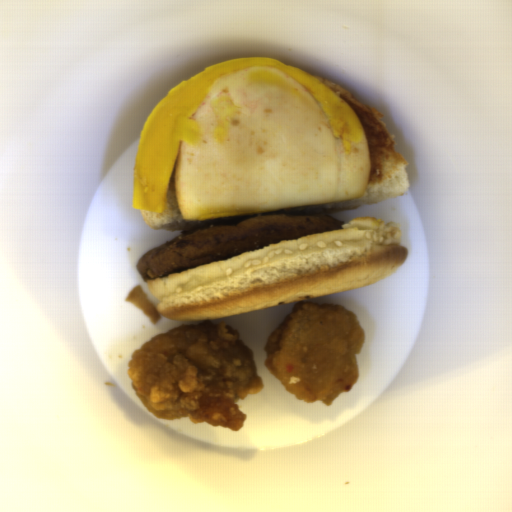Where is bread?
I'll return each instance as SVG.
<instances>
[{"mask_svg": "<svg viewBox=\"0 0 512 512\" xmlns=\"http://www.w3.org/2000/svg\"><path fill=\"white\" fill-rule=\"evenodd\" d=\"M342 225L147 281L156 305L141 285L125 301L153 323L212 320L367 286L407 260L396 223L367 216Z\"/></svg>", "mask_w": 512, "mask_h": 512, "instance_id": "bread-1", "label": "bread"}, {"mask_svg": "<svg viewBox=\"0 0 512 512\" xmlns=\"http://www.w3.org/2000/svg\"><path fill=\"white\" fill-rule=\"evenodd\" d=\"M312 76L338 95L349 106L362 125L368 144L370 169L366 188L360 197L299 209L248 213L212 221L189 222L184 220L176 202L177 163L169 179L164 211L156 212L140 209L148 228L165 231H190L218 226H235L248 219L266 215L329 217L407 193L410 187L406 172L408 159L395 148L394 136L384 124L381 113L361 102L350 92L330 80L322 76Z\"/></svg>", "mask_w": 512, "mask_h": 512, "instance_id": "bread-2", "label": "bread"}]
</instances>
